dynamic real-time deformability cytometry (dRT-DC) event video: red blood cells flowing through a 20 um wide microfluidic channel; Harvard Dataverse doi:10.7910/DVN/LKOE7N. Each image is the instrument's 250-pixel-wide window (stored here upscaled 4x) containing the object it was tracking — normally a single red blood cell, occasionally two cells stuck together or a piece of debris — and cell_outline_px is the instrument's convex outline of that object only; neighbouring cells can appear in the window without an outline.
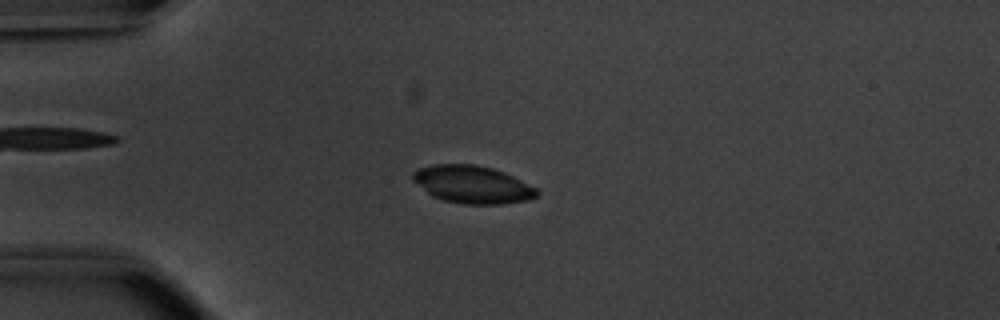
{"species": "common noctule bat (a hibernating species)", "species_latin": "Nyctalus noctula", "temperature_condition": "warm", "stored_images_in_passage": 53, "camera_frame_rate_fps": 3000, "um_per_image_px": 0.085, "animal": {"sex": "male", "body_mass_g": 20.1, "forearm_length_mm": 53.5}, "frame": {"image": 1, "passage_image": 14, "time_ms": 4.333, "image_size_px": [1000, 320], "cell_outline_px": [[540, 192], [536, 196], [528, 200], [504, 204], [464, 204], [444, 200], [432, 196], [412, 180], [412, 172], [420, 168], [432, 164], [476, 164], [492, 168], [504, 172], [536, 188]], "centroid_in_image_um": [40.15, 15.68], "position_along_channel_um": 44.9, "area_um2": 27.17}}
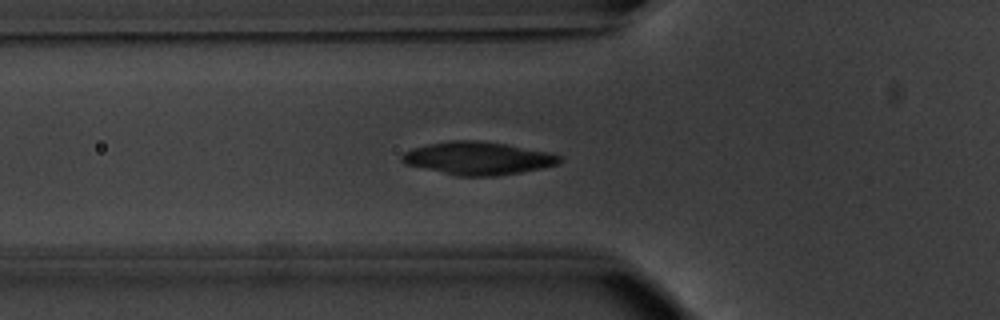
{"frame": {"image": 2, "passage_image": 19, "time_ms": 6.0, "image_size_px": [1000, 320], "cell_outline_px": [[560, 160], [556, 164], [540, 168], [520, 172], [496, 176], [456, 176], [404, 164], [400, 160], [400, 156], [404, 152], [412, 148], [428, 144], [448, 140], [480, 140], [504, 144], [548, 152], [560, 156]], "centroid_in_image_um": [40.53, 13.45], "position_along_channel_um": 85.3, "area_um2": 30.11}}
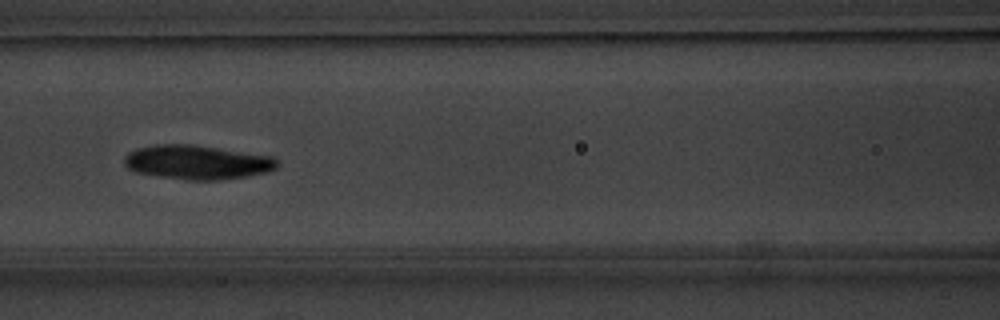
{"frame": {"image": 3, "passage_image": 24, "time_ms": 7.667, "image_size_px": [1000, 320], "cell_outline_px": [[280, 164], [276, 168], [268, 172], [248, 176], [220, 180], [188, 180], [160, 176], [136, 172], [128, 168], [124, 164], [124, 156], [128, 152], [136, 148], [156, 144], [192, 144], [272, 156]], "centroid_in_image_um": [16.76, 13.79], "position_along_channel_um": 149.8, "area_um2": 30.58}, "authors_computed_cell_mechanics": {"area_um2": 28.322, "velocity_mm_per_s": 3.8254, "shape_relaxation_time_tau1_ms": null, "shape_relaxation_time_tau2_ms": 5.2453, "deformation_change_tau1": null, "deformation_change_tau2": 0.0744}}